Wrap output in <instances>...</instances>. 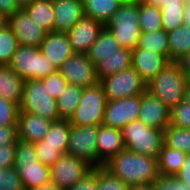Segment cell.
Returning a JSON list of instances; mask_svg holds the SVG:
<instances>
[{"mask_svg": "<svg viewBox=\"0 0 190 190\" xmlns=\"http://www.w3.org/2000/svg\"><path fill=\"white\" fill-rule=\"evenodd\" d=\"M185 101L190 103V80L187 81L184 89V99Z\"/></svg>", "mask_w": 190, "mask_h": 190, "instance_id": "db71d44e", "label": "cell"}, {"mask_svg": "<svg viewBox=\"0 0 190 190\" xmlns=\"http://www.w3.org/2000/svg\"><path fill=\"white\" fill-rule=\"evenodd\" d=\"M141 1H144L148 4L156 5L157 7H161L163 3L166 2L167 0H141Z\"/></svg>", "mask_w": 190, "mask_h": 190, "instance_id": "11a10c76", "label": "cell"}, {"mask_svg": "<svg viewBox=\"0 0 190 190\" xmlns=\"http://www.w3.org/2000/svg\"><path fill=\"white\" fill-rule=\"evenodd\" d=\"M24 190H63V189H61L56 184H54L53 182L50 181L41 186L30 188V189H24Z\"/></svg>", "mask_w": 190, "mask_h": 190, "instance_id": "f907efd6", "label": "cell"}, {"mask_svg": "<svg viewBox=\"0 0 190 190\" xmlns=\"http://www.w3.org/2000/svg\"><path fill=\"white\" fill-rule=\"evenodd\" d=\"M70 128L69 119L53 121L48 133L43 138L44 145L60 146V149L67 153Z\"/></svg>", "mask_w": 190, "mask_h": 190, "instance_id": "d6a6232c", "label": "cell"}, {"mask_svg": "<svg viewBox=\"0 0 190 190\" xmlns=\"http://www.w3.org/2000/svg\"><path fill=\"white\" fill-rule=\"evenodd\" d=\"M53 121L29 112L19 111L17 138L26 142L37 143L46 136Z\"/></svg>", "mask_w": 190, "mask_h": 190, "instance_id": "d6986e66", "label": "cell"}, {"mask_svg": "<svg viewBox=\"0 0 190 190\" xmlns=\"http://www.w3.org/2000/svg\"><path fill=\"white\" fill-rule=\"evenodd\" d=\"M170 112L171 110L163 101L152 95L149 91L146 90L141 94L138 119L145 125L164 131L170 124Z\"/></svg>", "mask_w": 190, "mask_h": 190, "instance_id": "2e32d148", "label": "cell"}, {"mask_svg": "<svg viewBox=\"0 0 190 190\" xmlns=\"http://www.w3.org/2000/svg\"><path fill=\"white\" fill-rule=\"evenodd\" d=\"M98 126L71 125L67 153L84 160L93 168L104 166L97 154Z\"/></svg>", "mask_w": 190, "mask_h": 190, "instance_id": "30bf717a", "label": "cell"}, {"mask_svg": "<svg viewBox=\"0 0 190 190\" xmlns=\"http://www.w3.org/2000/svg\"><path fill=\"white\" fill-rule=\"evenodd\" d=\"M188 78L178 62L169 61L164 69L147 83V91L156 96L172 110L184 99Z\"/></svg>", "mask_w": 190, "mask_h": 190, "instance_id": "7a4b0ae2", "label": "cell"}, {"mask_svg": "<svg viewBox=\"0 0 190 190\" xmlns=\"http://www.w3.org/2000/svg\"><path fill=\"white\" fill-rule=\"evenodd\" d=\"M34 148L40 162L49 167L64 154L60 146L44 145V140L34 143Z\"/></svg>", "mask_w": 190, "mask_h": 190, "instance_id": "8d00e7d4", "label": "cell"}, {"mask_svg": "<svg viewBox=\"0 0 190 190\" xmlns=\"http://www.w3.org/2000/svg\"><path fill=\"white\" fill-rule=\"evenodd\" d=\"M54 32L67 33L83 16V0H52Z\"/></svg>", "mask_w": 190, "mask_h": 190, "instance_id": "ffe728a7", "label": "cell"}, {"mask_svg": "<svg viewBox=\"0 0 190 190\" xmlns=\"http://www.w3.org/2000/svg\"><path fill=\"white\" fill-rule=\"evenodd\" d=\"M139 26L141 32H153L163 29L161 8L138 1Z\"/></svg>", "mask_w": 190, "mask_h": 190, "instance_id": "f546056e", "label": "cell"}, {"mask_svg": "<svg viewBox=\"0 0 190 190\" xmlns=\"http://www.w3.org/2000/svg\"><path fill=\"white\" fill-rule=\"evenodd\" d=\"M19 111L36 114L51 121L60 120L57 100L49 94L41 79L24 81Z\"/></svg>", "mask_w": 190, "mask_h": 190, "instance_id": "8992f818", "label": "cell"}, {"mask_svg": "<svg viewBox=\"0 0 190 190\" xmlns=\"http://www.w3.org/2000/svg\"><path fill=\"white\" fill-rule=\"evenodd\" d=\"M176 176L184 183L190 185V154L186 155L185 162Z\"/></svg>", "mask_w": 190, "mask_h": 190, "instance_id": "7dc6e473", "label": "cell"}, {"mask_svg": "<svg viewBox=\"0 0 190 190\" xmlns=\"http://www.w3.org/2000/svg\"><path fill=\"white\" fill-rule=\"evenodd\" d=\"M169 61L177 62L190 52V27L180 25L168 32Z\"/></svg>", "mask_w": 190, "mask_h": 190, "instance_id": "83f0119b", "label": "cell"}, {"mask_svg": "<svg viewBox=\"0 0 190 190\" xmlns=\"http://www.w3.org/2000/svg\"><path fill=\"white\" fill-rule=\"evenodd\" d=\"M168 63L169 60L162 54L142 48L132 50V67L146 84L161 72Z\"/></svg>", "mask_w": 190, "mask_h": 190, "instance_id": "ac0fdd59", "label": "cell"}, {"mask_svg": "<svg viewBox=\"0 0 190 190\" xmlns=\"http://www.w3.org/2000/svg\"><path fill=\"white\" fill-rule=\"evenodd\" d=\"M188 80H190V52L177 61Z\"/></svg>", "mask_w": 190, "mask_h": 190, "instance_id": "c3c4849f", "label": "cell"}, {"mask_svg": "<svg viewBox=\"0 0 190 190\" xmlns=\"http://www.w3.org/2000/svg\"><path fill=\"white\" fill-rule=\"evenodd\" d=\"M98 190H128L129 186L104 166L97 167Z\"/></svg>", "mask_w": 190, "mask_h": 190, "instance_id": "d590c367", "label": "cell"}, {"mask_svg": "<svg viewBox=\"0 0 190 190\" xmlns=\"http://www.w3.org/2000/svg\"><path fill=\"white\" fill-rule=\"evenodd\" d=\"M40 50L56 70L74 54L68 35L54 31L46 34Z\"/></svg>", "mask_w": 190, "mask_h": 190, "instance_id": "e0dca14e", "label": "cell"}, {"mask_svg": "<svg viewBox=\"0 0 190 190\" xmlns=\"http://www.w3.org/2000/svg\"><path fill=\"white\" fill-rule=\"evenodd\" d=\"M24 10L45 31H54L55 17L52 0H35Z\"/></svg>", "mask_w": 190, "mask_h": 190, "instance_id": "484cf974", "label": "cell"}, {"mask_svg": "<svg viewBox=\"0 0 190 190\" xmlns=\"http://www.w3.org/2000/svg\"><path fill=\"white\" fill-rule=\"evenodd\" d=\"M19 46L17 37L4 22L0 26V65H9Z\"/></svg>", "mask_w": 190, "mask_h": 190, "instance_id": "e575fe53", "label": "cell"}, {"mask_svg": "<svg viewBox=\"0 0 190 190\" xmlns=\"http://www.w3.org/2000/svg\"><path fill=\"white\" fill-rule=\"evenodd\" d=\"M24 80L9 66L0 65V97L20 106Z\"/></svg>", "mask_w": 190, "mask_h": 190, "instance_id": "7402d4cb", "label": "cell"}, {"mask_svg": "<svg viewBox=\"0 0 190 190\" xmlns=\"http://www.w3.org/2000/svg\"><path fill=\"white\" fill-rule=\"evenodd\" d=\"M58 71L69 84L82 88L99 83L96 65L91 62L87 54L74 53L63 62Z\"/></svg>", "mask_w": 190, "mask_h": 190, "instance_id": "7c38bea8", "label": "cell"}, {"mask_svg": "<svg viewBox=\"0 0 190 190\" xmlns=\"http://www.w3.org/2000/svg\"><path fill=\"white\" fill-rule=\"evenodd\" d=\"M15 160V144L0 146V169L11 168Z\"/></svg>", "mask_w": 190, "mask_h": 190, "instance_id": "ee69618b", "label": "cell"}, {"mask_svg": "<svg viewBox=\"0 0 190 190\" xmlns=\"http://www.w3.org/2000/svg\"><path fill=\"white\" fill-rule=\"evenodd\" d=\"M19 106L0 97V126H17Z\"/></svg>", "mask_w": 190, "mask_h": 190, "instance_id": "f35d334b", "label": "cell"}, {"mask_svg": "<svg viewBox=\"0 0 190 190\" xmlns=\"http://www.w3.org/2000/svg\"><path fill=\"white\" fill-rule=\"evenodd\" d=\"M9 66L24 80L43 79L56 71L40 48L19 45Z\"/></svg>", "mask_w": 190, "mask_h": 190, "instance_id": "ba28073f", "label": "cell"}, {"mask_svg": "<svg viewBox=\"0 0 190 190\" xmlns=\"http://www.w3.org/2000/svg\"><path fill=\"white\" fill-rule=\"evenodd\" d=\"M17 139V126H0V146L15 144Z\"/></svg>", "mask_w": 190, "mask_h": 190, "instance_id": "f6af8a7d", "label": "cell"}, {"mask_svg": "<svg viewBox=\"0 0 190 190\" xmlns=\"http://www.w3.org/2000/svg\"><path fill=\"white\" fill-rule=\"evenodd\" d=\"M105 27L111 31L121 47L135 49L141 34L138 2H123Z\"/></svg>", "mask_w": 190, "mask_h": 190, "instance_id": "5b68a950", "label": "cell"}, {"mask_svg": "<svg viewBox=\"0 0 190 190\" xmlns=\"http://www.w3.org/2000/svg\"><path fill=\"white\" fill-rule=\"evenodd\" d=\"M130 67H132V50L121 47L116 53L103 58V61L96 65V72L100 80Z\"/></svg>", "mask_w": 190, "mask_h": 190, "instance_id": "603a6c76", "label": "cell"}, {"mask_svg": "<svg viewBox=\"0 0 190 190\" xmlns=\"http://www.w3.org/2000/svg\"><path fill=\"white\" fill-rule=\"evenodd\" d=\"M67 190H98L97 188V167L93 168L79 182L69 187Z\"/></svg>", "mask_w": 190, "mask_h": 190, "instance_id": "7bdbcfd3", "label": "cell"}, {"mask_svg": "<svg viewBox=\"0 0 190 190\" xmlns=\"http://www.w3.org/2000/svg\"><path fill=\"white\" fill-rule=\"evenodd\" d=\"M93 167L84 160L64 153L50 166V181L67 190L92 171Z\"/></svg>", "mask_w": 190, "mask_h": 190, "instance_id": "8fae6325", "label": "cell"}, {"mask_svg": "<svg viewBox=\"0 0 190 190\" xmlns=\"http://www.w3.org/2000/svg\"><path fill=\"white\" fill-rule=\"evenodd\" d=\"M119 48H121V46L114 38V35L110 30L104 27L96 41L90 47L87 56L94 65H97L100 61H103V58L116 53V50Z\"/></svg>", "mask_w": 190, "mask_h": 190, "instance_id": "cb8c5ba5", "label": "cell"}, {"mask_svg": "<svg viewBox=\"0 0 190 190\" xmlns=\"http://www.w3.org/2000/svg\"><path fill=\"white\" fill-rule=\"evenodd\" d=\"M19 10L15 0H0V16L3 19L11 16L14 12Z\"/></svg>", "mask_w": 190, "mask_h": 190, "instance_id": "bcb514c9", "label": "cell"}, {"mask_svg": "<svg viewBox=\"0 0 190 190\" xmlns=\"http://www.w3.org/2000/svg\"><path fill=\"white\" fill-rule=\"evenodd\" d=\"M84 88L69 84L57 99L60 119H70L80 103Z\"/></svg>", "mask_w": 190, "mask_h": 190, "instance_id": "f1b7e54d", "label": "cell"}, {"mask_svg": "<svg viewBox=\"0 0 190 190\" xmlns=\"http://www.w3.org/2000/svg\"><path fill=\"white\" fill-rule=\"evenodd\" d=\"M13 167L17 170L24 189L50 182V167L40 162L31 142L17 139Z\"/></svg>", "mask_w": 190, "mask_h": 190, "instance_id": "3957f363", "label": "cell"}, {"mask_svg": "<svg viewBox=\"0 0 190 190\" xmlns=\"http://www.w3.org/2000/svg\"><path fill=\"white\" fill-rule=\"evenodd\" d=\"M96 145L98 160L103 165L125 149L121 130L103 124L98 126Z\"/></svg>", "mask_w": 190, "mask_h": 190, "instance_id": "44dd1931", "label": "cell"}, {"mask_svg": "<svg viewBox=\"0 0 190 190\" xmlns=\"http://www.w3.org/2000/svg\"><path fill=\"white\" fill-rule=\"evenodd\" d=\"M186 155L181 150L171 148L164 143L158 157L159 174L176 176L185 162Z\"/></svg>", "mask_w": 190, "mask_h": 190, "instance_id": "d4e9b609", "label": "cell"}, {"mask_svg": "<svg viewBox=\"0 0 190 190\" xmlns=\"http://www.w3.org/2000/svg\"><path fill=\"white\" fill-rule=\"evenodd\" d=\"M160 8L163 30L167 33L183 24L184 0H167Z\"/></svg>", "mask_w": 190, "mask_h": 190, "instance_id": "1f68e13d", "label": "cell"}, {"mask_svg": "<svg viewBox=\"0 0 190 190\" xmlns=\"http://www.w3.org/2000/svg\"><path fill=\"white\" fill-rule=\"evenodd\" d=\"M122 3L120 0H83L84 15L106 25Z\"/></svg>", "mask_w": 190, "mask_h": 190, "instance_id": "4316f807", "label": "cell"}, {"mask_svg": "<svg viewBox=\"0 0 190 190\" xmlns=\"http://www.w3.org/2000/svg\"><path fill=\"white\" fill-rule=\"evenodd\" d=\"M45 86H47V90L49 94L54 98L58 99L60 94L66 89L68 82L61 75V73L56 70L55 72L48 74L45 78L41 79Z\"/></svg>", "mask_w": 190, "mask_h": 190, "instance_id": "60d3db41", "label": "cell"}, {"mask_svg": "<svg viewBox=\"0 0 190 190\" xmlns=\"http://www.w3.org/2000/svg\"><path fill=\"white\" fill-rule=\"evenodd\" d=\"M122 2H138V1H141V0H120Z\"/></svg>", "mask_w": 190, "mask_h": 190, "instance_id": "9f6ffc18", "label": "cell"}, {"mask_svg": "<svg viewBox=\"0 0 190 190\" xmlns=\"http://www.w3.org/2000/svg\"><path fill=\"white\" fill-rule=\"evenodd\" d=\"M0 190H24L21 178L14 167L0 169Z\"/></svg>", "mask_w": 190, "mask_h": 190, "instance_id": "ab89813d", "label": "cell"}, {"mask_svg": "<svg viewBox=\"0 0 190 190\" xmlns=\"http://www.w3.org/2000/svg\"><path fill=\"white\" fill-rule=\"evenodd\" d=\"M105 27L100 21L83 16L66 34L74 53L87 54Z\"/></svg>", "mask_w": 190, "mask_h": 190, "instance_id": "9a60e30c", "label": "cell"}, {"mask_svg": "<svg viewBox=\"0 0 190 190\" xmlns=\"http://www.w3.org/2000/svg\"><path fill=\"white\" fill-rule=\"evenodd\" d=\"M136 48L164 55L169 60L168 33L165 30L141 32Z\"/></svg>", "mask_w": 190, "mask_h": 190, "instance_id": "4dcf8cb0", "label": "cell"}, {"mask_svg": "<svg viewBox=\"0 0 190 190\" xmlns=\"http://www.w3.org/2000/svg\"><path fill=\"white\" fill-rule=\"evenodd\" d=\"M128 190H154L152 184L129 186Z\"/></svg>", "mask_w": 190, "mask_h": 190, "instance_id": "816d5d0a", "label": "cell"}, {"mask_svg": "<svg viewBox=\"0 0 190 190\" xmlns=\"http://www.w3.org/2000/svg\"><path fill=\"white\" fill-rule=\"evenodd\" d=\"M183 25L190 27V0H184Z\"/></svg>", "mask_w": 190, "mask_h": 190, "instance_id": "681fc988", "label": "cell"}, {"mask_svg": "<svg viewBox=\"0 0 190 190\" xmlns=\"http://www.w3.org/2000/svg\"><path fill=\"white\" fill-rule=\"evenodd\" d=\"M5 22V19H3L1 16H0V26Z\"/></svg>", "mask_w": 190, "mask_h": 190, "instance_id": "6f0895ef", "label": "cell"}, {"mask_svg": "<svg viewBox=\"0 0 190 190\" xmlns=\"http://www.w3.org/2000/svg\"><path fill=\"white\" fill-rule=\"evenodd\" d=\"M164 143L186 154H190V129L168 125L164 130Z\"/></svg>", "mask_w": 190, "mask_h": 190, "instance_id": "836d02e7", "label": "cell"}, {"mask_svg": "<svg viewBox=\"0 0 190 190\" xmlns=\"http://www.w3.org/2000/svg\"><path fill=\"white\" fill-rule=\"evenodd\" d=\"M35 0H15L16 5L19 9H24L28 5H30Z\"/></svg>", "mask_w": 190, "mask_h": 190, "instance_id": "f5cc1de1", "label": "cell"}, {"mask_svg": "<svg viewBox=\"0 0 190 190\" xmlns=\"http://www.w3.org/2000/svg\"><path fill=\"white\" fill-rule=\"evenodd\" d=\"M141 95L128 96L118 100H107L103 125L121 130L139 118Z\"/></svg>", "mask_w": 190, "mask_h": 190, "instance_id": "4fadbf2b", "label": "cell"}, {"mask_svg": "<svg viewBox=\"0 0 190 190\" xmlns=\"http://www.w3.org/2000/svg\"><path fill=\"white\" fill-rule=\"evenodd\" d=\"M152 185L154 190H190V185L177 176L159 175Z\"/></svg>", "mask_w": 190, "mask_h": 190, "instance_id": "b9f144b4", "label": "cell"}, {"mask_svg": "<svg viewBox=\"0 0 190 190\" xmlns=\"http://www.w3.org/2000/svg\"><path fill=\"white\" fill-rule=\"evenodd\" d=\"M104 167L128 186L152 184L159 174L158 159L124 149Z\"/></svg>", "mask_w": 190, "mask_h": 190, "instance_id": "6da1fadb", "label": "cell"}, {"mask_svg": "<svg viewBox=\"0 0 190 190\" xmlns=\"http://www.w3.org/2000/svg\"><path fill=\"white\" fill-rule=\"evenodd\" d=\"M107 100H118L141 95L147 90L146 82L130 67L99 80Z\"/></svg>", "mask_w": 190, "mask_h": 190, "instance_id": "9c48e42d", "label": "cell"}, {"mask_svg": "<svg viewBox=\"0 0 190 190\" xmlns=\"http://www.w3.org/2000/svg\"><path fill=\"white\" fill-rule=\"evenodd\" d=\"M121 132L126 150L158 159L164 144L163 130L149 127L137 119L122 128Z\"/></svg>", "mask_w": 190, "mask_h": 190, "instance_id": "277c9868", "label": "cell"}, {"mask_svg": "<svg viewBox=\"0 0 190 190\" xmlns=\"http://www.w3.org/2000/svg\"><path fill=\"white\" fill-rule=\"evenodd\" d=\"M106 96L100 83L86 87L79 105L69 119L71 125L99 126L104 120Z\"/></svg>", "mask_w": 190, "mask_h": 190, "instance_id": "52a82bcc", "label": "cell"}, {"mask_svg": "<svg viewBox=\"0 0 190 190\" xmlns=\"http://www.w3.org/2000/svg\"><path fill=\"white\" fill-rule=\"evenodd\" d=\"M5 23L17 37L19 45L40 48L48 33L34 22L24 9H19L5 19Z\"/></svg>", "mask_w": 190, "mask_h": 190, "instance_id": "5bb4252c", "label": "cell"}, {"mask_svg": "<svg viewBox=\"0 0 190 190\" xmlns=\"http://www.w3.org/2000/svg\"><path fill=\"white\" fill-rule=\"evenodd\" d=\"M170 125L190 129V103L182 100L170 112Z\"/></svg>", "mask_w": 190, "mask_h": 190, "instance_id": "74e56055", "label": "cell"}]
</instances>
